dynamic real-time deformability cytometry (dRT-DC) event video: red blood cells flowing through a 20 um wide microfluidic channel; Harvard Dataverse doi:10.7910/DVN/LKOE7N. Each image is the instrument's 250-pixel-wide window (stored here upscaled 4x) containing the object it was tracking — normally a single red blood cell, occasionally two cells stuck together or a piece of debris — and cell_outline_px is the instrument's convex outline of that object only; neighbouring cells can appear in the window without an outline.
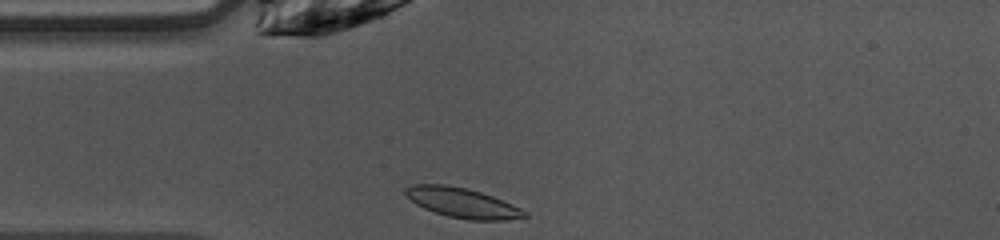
{"species": "common noctule bat (a hibernating species)", "species_latin": "Nyctalus noctula", "temperature_condition": "warm", "stored_images_in_passage": 38, "camera_frame_rate_fps": 3000, "um_per_image_px": 0.085, "animal": {"sex": "female", "body_mass_g": 10.0, "forearm_length_mm": 53.1}, "frame": {"image": 1, "passage_image": 1, "time_ms": 0.0, "image_size_px": [1000, 240], "cell_outline_px": [[528, 216], [508, 220], [468, 220], [448, 216], [424, 208], [416, 204], [404, 192], [404, 188], [412, 184], [444, 184], [468, 188], [492, 196], [512, 204], [528, 212]], "centroid_in_image_um": [39.31, 17.23], "position_along_channel_um": 45.7, "area_um2": 20.63}}
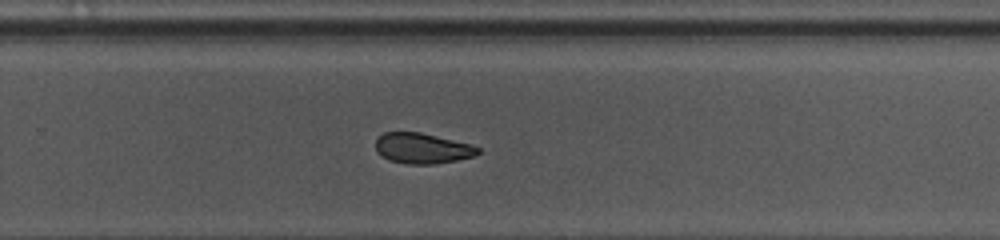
{"frame": {"image": 2, "passage_image": 20, "time_ms": 6.333, "image_size_px": [1000, 240], "cell_outline_px": [[480, 152], [472, 156], [456, 160], [436, 164], [408, 164], [388, 160], [380, 156], [376, 152], [376, 140], [384, 132], [420, 132], [472, 144], [480, 148]], "centroid_in_image_um": [35.88, 12.61], "position_along_channel_um": 293.9, "area_um2": 18.26}}
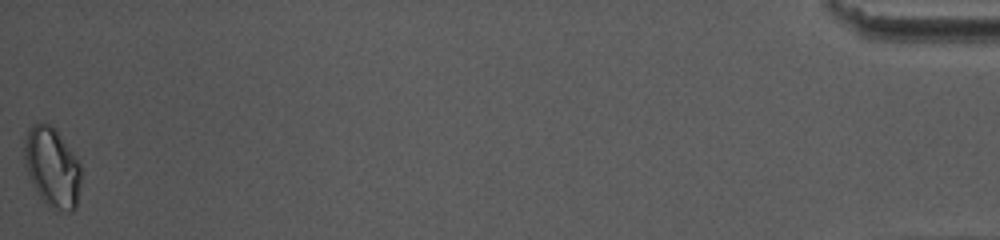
{"frame": {"image": 3, "passage_image": 38, "time_ms": 12.333, "image_size_px": [1000, 240], "cell_outline_px": [[80, 184], [76, 208], [72, 212], [68, 212], [48, 208], [40, 196], [28, 176], [24, 160], [24, 140], [28, 128], [32, 124], [48, 124], [56, 128], [80, 164]], "centroid_in_image_um": [4.42, 14.23], "position_along_channel_um": 430.8, "area_um2": 26.41}, "authors_computed_cell_mechanics": {"area_um2": 19.652, "velocity_mm_per_s": 4.039, "shape_relaxation_time_tau1_ms": 6.2367, "shape_relaxation_time_tau2_ms": 3.2354, "deformation_change_tau1": 0.1247, "deformation_change_tau2": 0.0639}}